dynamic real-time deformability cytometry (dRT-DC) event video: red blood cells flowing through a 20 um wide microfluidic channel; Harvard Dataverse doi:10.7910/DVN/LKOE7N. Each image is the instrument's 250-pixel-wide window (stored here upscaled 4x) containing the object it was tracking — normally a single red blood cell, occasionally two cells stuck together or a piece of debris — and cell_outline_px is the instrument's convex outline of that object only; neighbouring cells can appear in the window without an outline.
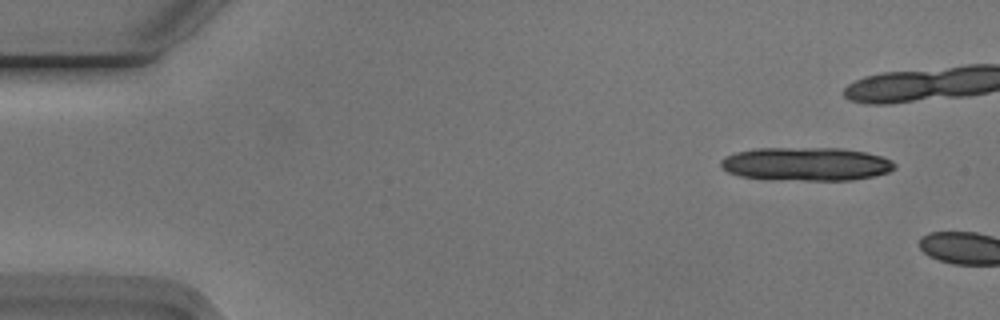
{"species": "Egyptian fruit bat (a non-hibernating species)", "species_latin": "Rousettus aegyptiacus", "temperature_condition": "cold", "stored_images_in_passage": 4, "camera_frame_rate_fps": 3000, "um_per_image_px": 0.085, "animal": {"sex": "male"}, "frame": {"image": 1, "passage_image": 1, "time_ms": 0.0, "image_size_px": [1000, 320], "cell_outline_px": [[896, 168], [888, 172], [872, 176], [852, 180], [772, 180], [740, 176], [728, 172], [720, 168], [720, 160], [724, 156], [736, 152], [756, 148], [840, 148], [864, 152], [880, 156], [892, 160], [896, 164]], "centroid_in_image_um": [68.48, 13.94], "position_along_channel_um": 16.5, "area_um2": 34.16}}